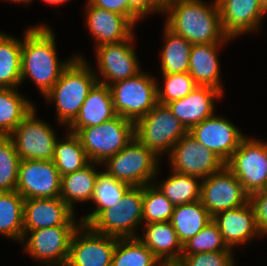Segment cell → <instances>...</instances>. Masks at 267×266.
I'll return each instance as SVG.
<instances>
[{
    "label": "cell",
    "instance_id": "6da1fadb",
    "mask_svg": "<svg viewBox=\"0 0 267 266\" xmlns=\"http://www.w3.org/2000/svg\"><path fill=\"white\" fill-rule=\"evenodd\" d=\"M24 33L21 47V84L29 77L45 96L77 56L69 61L59 60L55 33L47 25L31 26Z\"/></svg>",
    "mask_w": 267,
    "mask_h": 266
},
{
    "label": "cell",
    "instance_id": "7a4b0ae2",
    "mask_svg": "<svg viewBox=\"0 0 267 266\" xmlns=\"http://www.w3.org/2000/svg\"><path fill=\"white\" fill-rule=\"evenodd\" d=\"M163 15L167 16L165 25L192 45L233 40L223 31L217 0L210 4L202 0H180L169 5Z\"/></svg>",
    "mask_w": 267,
    "mask_h": 266
},
{
    "label": "cell",
    "instance_id": "3957f363",
    "mask_svg": "<svg viewBox=\"0 0 267 266\" xmlns=\"http://www.w3.org/2000/svg\"><path fill=\"white\" fill-rule=\"evenodd\" d=\"M76 56L44 96L47 102L54 101L57 120L66 127L77 117L90 89L97 82L90 64L82 55Z\"/></svg>",
    "mask_w": 267,
    "mask_h": 266
},
{
    "label": "cell",
    "instance_id": "277c9868",
    "mask_svg": "<svg viewBox=\"0 0 267 266\" xmlns=\"http://www.w3.org/2000/svg\"><path fill=\"white\" fill-rule=\"evenodd\" d=\"M160 158L134 137L116 155L108 157L101 165L115 179L131 186H145L156 181ZM153 181V182H152Z\"/></svg>",
    "mask_w": 267,
    "mask_h": 266
},
{
    "label": "cell",
    "instance_id": "5b68a950",
    "mask_svg": "<svg viewBox=\"0 0 267 266\" xmlns=\"http://www.w3.org/2000/svg\"><path fill=\"white\" fill-rule=\"evenodd\" d=\"M79 137L90 162L102 164L116 155L135 137V123L120 115L98 126L81 128Z\"/></svg>",
    "mask_w": 267,
    "mask_h": 266
},
{
    "label": "cell",
    "instance_id": "8992f818",
    "mask_svg": "<svg viewBox=\"0 0 267 266\" xmlns=\"http://www.w3.org/2000/svg\"><path fill=\"white\" fill-rule=\"evenodd\" d=\"M187 133L186 127L167 105L160 103L135 122V137L159 158L170 153L173 146Z\"/></svg>",
    "mask_w": 267,
    "mask_h": 266
},
{
    "label": "cell",
    "instance_id": "52a82bcc",
    "mask_svg": "<svg viewBox=\"0 0 267 266\" xmlns=\"http://www.w3.org/2000/svg\"><path fill=\"white\" fill-rule=\"evenodd\" d=\"M150 75L141 71L133 77L110 85L117 115L135 123L158 103V82Z\"/></svg>",
    "mask_w": 267,
    "mask_h": 266
},
{
    "label": "cell",
    "instance_id": "ba28073f",
    "mask_svg": "<svg viewBox=\"0 0 267 266\" xmlns=\"http://www.w3.org/2000/svg\"><path fill=\"white\" fill-rule=\"evenodd\" d=\"M143 186H132L116 203L103 210L88 226L95 232L117 238H137L143 222Z\"/></svg>",
    "mask_w": 267,
    "mask_h": 266
},
{
    "label": "cell",
    "instance_id": "9c48e42d",
    "mask_svg": "<svg viewBox=\"0 0 267 266\" xmlns=\"http://www.w3.org/2000/svg\"><path fill=\"white\" fill-rule=\"evenodd\" d=\"M225 165L249 196L267 189V142L245 136Z\"/></svg>",
    "mask_w": 267,
    "mask_h": 266
},
{
    "label": "cell",
    "instance_id": "30bf717a",
    "mask_svg": "<svg viewBox=\"0 0 267 266\" xmlns=\"http://www.w3.org/2000/svg\"><path fill=\"white\" fill-rule=\"evenodd\" d=\"M79 226H55L24 231V251L46 266H65L74 231Z\"/></svg>",
    "mask_w": 267,
    "mask_h": 266
},
{
    "label": "cell",
    "instance_id": "8fae6325",
    "mask_svg": "<svg viewBox=\"0 0 267 266\" xmlns=\"http://www.w3.org/2000/svg\"><path fill=\"white\" fill-rule=\"evenodd\" d=\"M36 108L9 135L21 160H52L57 141L56 131L37 119Z\"/></svg>",
    "mask_w": 267,
    "mask_h": 266
},
{
    "label": "cell",
    "instance_id": "7c38bea8",
    "mask_svg": "<svg viewBox=\"0 0 267 266\" xmlns=\"http://www.w3.org/2000/svg\"><path fill=\"white\" fill-rule=\"evenodd\" d=\"M200 201L213 217L217 213L234 209L249 202L242 184L224 165L219 171L201 180Z\"/></svg>",
    "mask_w": 267,
    "mask_h": 266
},
{
    "label": "cell",
    "instance_id": "4fadbf2b",
    "mask_svg": "<svg viewBox=\"0 0 267 266\" xmlns=\"http://www.w3.org/2000/svg\"><path fill=\"white\" fill-rule=\"evenodd\" d=\"M117 240L80 224L72 235L65 266H111Z\"/></svg>",
    "mask_w": 267,
    "mask_h": 266
},
{
    "label": "cell",
    "instance_id": "5bb4252c",
    "mask_svg": "<svg viewBox=\"0 0 267 266\" xmlns=\"http://www.w3.org/2000/svg\"><path fill=\"white\" fill-rule=\"evenodd\" d=\"M134 38L133 33L124 41L96 47V62L99 70L98 74L95 72L97 82L110 86L141 72L138 58L132 46Z\"/></svg>",
    "mask_w": 267,
    "mask_h": 266
},
{
    "label": "cell",
    "instance_id": "9a60e30c",
    "mask_svg": "<svg viewBox=\"0 0 267 266\" xmlns=\"http://www.w3.org/2000/svg\"><path fill=\"white\" fill-rule=\"evenodd\" d=\"M168 156L171 170L201 179L219 171L225 165L217 154L197 142L189 133L173 146Z\"/></svg>",
    "mask_w": 267,
    "mask_h": 266
},
{
    "label": "cell",
    "instance_id": "2e32d148",
    "mask_svg": "<svg viewBox=\"0 0 267 266\" xmlns=\"http://www.w3.org/2000/svg\"><path fill=\"white\" fill-rule=\"evenodd\" d=\"M61 174L52 160H21L16 191L26 200L60 197Z\"/></svg>",
    "mask_w": 267,
    "mask_h": 266
},
{
    "label": "cell",
    "instance_id": "e0dca14e",
    "mask_svg": "<svg viewBox=\"0 0 267 266\" xmlns=\"http://www.w3.org/2000/svg\"><path fill=\"white\" fill-rule=\"evenodd\" d=\"M188 133L197 142L217 154L225 163L246 136L229 119L216 114L193 126Z\"/></svg>",
    "mask_w": 267,
    "mask_h": 266
},
{
    "label": "cell",
    "instance_id": "ac0fdd59",
    "mask_svg": "<svg viewBox=\"0 0 267 266\" xmlns=\"http://www.w3.org/2000/svg\"><path fill=\"white\" fill-rule=\"evenodd\" d=\"M72 210L60 197L32 198L24 201V231L55 226H79Z\"/></svg>",
    "mask_w": 267,
    "mask_h": 266
},
{
    "label": "cell",
    "instance_id": "d6986e66",
    "mask_svg": "<svg viewBox=\"0 0 267 266\" xmlns=\"http://www.w3.org/2000/svg\"><path fill=\"white\" fill-rule=\"evenodd\" d=\"M224 33L231 39L259 30L265 15L260 0H217Z\"/></svg>",
    "mask_w": 267,
    "mask_h": 266
},
{
    "label": "cell",
    "instance_id": "ffe728a7",
    "mask_svg": "<svg viewBox=\"0 0 267 266\" xmlns=\"http://www.w3.org/2000/svg\"><path fill=\"white\" fill-rule=\"evenodd\" d=\"M213 221L230 249L249 243L253 237L263 236L256 225L255 212L250 202L217 213L213 216Z\"/></svg>",
    "mask_w": 267,
    "mask_h": 266
},
{
    "label": "cell",
    "instance_id": "44dd1931",
    "mask_svg": "<svg viewBox=\"0 0 267 266\" xmlns=\"http://www.w3.org/2000/svg\"><path fill=\"white\" fill-rule=\"evenodd\" d=\"M224 93L208 86H197L182 99L167 103L172 114L189 131L193 126L215 113V100Z\"/></svg>",
    "mask_w": 267,
    "mask_h": 266
},
{
    "label": "cell",
    "instance_id": "7402d4cb",
    "mask_svg": "<svg viewBox=\"0 0 267 266\" xmlns=\"http://www.w3.org/2000/svg\"><path fill=\"white\" fill-rule=\"evenodd\" d=\"M86 8L85 20L96 47L124 41L134 33V25L125 16L93 6L89 2Z\"/></svg>",
    "mask_w": 267,
    "mask_h": 266
},
{
    "label": "cell",
    "instance_id": "603a6c76",
    "mask_svg": "<svg viewBox=\"0 0 267 266\" xmlns=\"http://www.w3.org/2000/svg\"><path fill=\"white\" fill-rule=\"evenodd\" d=\"M116 116L110 86L96 82L77 117L67 126L68 131L76 134L81 128L98 126Z\"/></svg>",
    "mask_w": 267,
    "mask_h": 266
},
{
    "label": "cell",
    "instance_id": "cb8c5ba5",
    "mask_svg": "<svg viewBox=\"0 0 267 266\" xmlns=\"http://www.w3.org/2000/svg\"><path fill=\"white\" fill-rule=\"evenodd\" d=\"M137 238L163 263L177 264L182 257L183 245L171 221L153 222L142 227Z\"/></svg>",
    "mask_w": 267,
    "mask_h": 266
},
{
    "label": "cell",
    "instance_id": "d4e9b609",
    "mask_svg": "<svg viewBox=\"0 0 267 266\" xmlns=\"http://www.w3.org/2000/svg\"><path fill=\"white\" fill-rule=\"evenodd\" d=\"M226 43L193 44L188 73L197 86H208L224 92L221 83L219 49Z\"/></svg>",
    "mask_w": 267,
    "mask_h": 266
},
{
    "label": "cell",
    "instance_id": "484cf974",
    "mask_svg": "<svg viewBox=\"0 0 267 266\" xmlns=\"http://www.w3.org/2000/svg\"><path fill=\"white\" fill-rule=\"evenodd\" d=\"M100 163L90 162L81 170L61 176L60 198L74 211L76 203L89 202L92 199L95 183L100 172L95 166Z\"/></svg>",
    "mask_w": 267,
    "mask_h": 266
},
{
    "label": "cell",
    "instance_id": "4316f807",
    "mask_svg": "<svg viewBox=\"0 0 267 266\" xmlns=\"http://www.w3.org/2000/svg\"><path fill=\"white\" fill-rule=\"evenodd\" d=\"M212 220L213 217L199 200L175 206L170 221L179 241L184 245Z\"/></svg>",
    "mask_w": 267,
    "mask_h": 266
},
{
    "label": "cell",
    "instance_id": "83f0119b",
    "mask_svg": "<svg viewBox=\"0 0 267 266\" xmlns=\"http://www.w3.org/2000/svg\"><path fill=\"white\" fill-rule=\"evenodd\" d=\"M131 187L130 184L109 176L105 171H100L91 199L96 204V209L82 217L79 220L81 224L88 226L103 210L115 207Z\"/></svg>",
    "mask_w": 267,
    "mask_h": 266
},
{
    "label": "cell",
    "instance_id": "f1b7e54d",
    "mask_svg": "<svg viewBox=\"0 0 267 266\" xmlns=\"http://www.w3.org/2000/svg\"><path fill=\"white\" fill-rule=\"evenodd\" d=\"M34 107L16 88H0V136H9Z\"/></svg>",
    "mask_w": 267,
    "mask_h": 266
},
{
    "label": "cell",
    "instance_id": "f546056e",
    "mask_svg": "<svg viewBox=\"0 0 267 266\" xmlns=\"http://www.w3.org/2000/svg\"><path fill=\"white\" fill-rule=\"evenodd\" d=\"M163 28L165 44L160 53L161 74L188 72L192 44L184 37L175 34L166 25Z\"/></svg>",
    "mask_w": 267,
    "mask_h": 266
},
{
    "label": "cell",
    "instance_id": "4dcf8cb0",
    "mask_svg": "<svg viewBox=\"0 0 267 266\" xmlns=\"http://www.w3.org/2000/svg\"><path fill=\"white\" fill-rule=\"evenodd\" d=\"M22 39L0 31V88H16L21 84Z\"/></svg>",
    "mask_w": 267,
    "mask_h": 266
},
{
    "label": "cell",
    "instance_id": "1f68e13d",
    "mask_svg": "<svg viewBox=\"0 0 267 266\" xmlns=\"http://www.w3.org/2000/svg\"><path fill=\"white\" fill-rule=\"evenodd\" d=\"M172 175L164 179L162 183L153 184L174 205L189 204L200 200L201 181L200 177L185 175L171 171Z\"/></svg>",
    "mask_w": 267,
    "mask_h": 266
},
{
    "label": "cell",
    "instance_id": "d6a6232c",
    "mask_svg": "<svg viewBox=\"0 0 267 266\" xmlns=\"http://www.w3.org/2000/svg\"><path fill=\"white\" fill-rule=\"evenodd\" d=\"M25 199L17 192H0V235L21 242Z\"/></svg>",
    "mask_w": 267,
    "mask_h": 266
},
{
    "label": "cell",
    "instance_id": "836d02e7",
    "mask_svg": "<svg viewBox=\"0 0 267 266\" xmlns=\"http://www.w3.org/2000/svg\"><path fill=\"white\" fill-rule=\"evenodd\" d=\"M52 161L61 176L81 170L90 163L79 137L69 131L65 138L57 139Z\"/></svg>",
    "mask_w": 267,
    "mask_h": 266
},
{
    "label": "cell",
    "instance_id": "e575fe53",
    "mask_svg": "<svg viewBox=\"0 0 267 266\" xmlns=\"http://www.w3.org/2000/svg\"><path fill=\"white\" fill-rule=\"evenodd\" d=\"M111 266H163V263L138 238H118Z\"/></svg>",
    "mask_w": 267,
    "mask_h": 266
},
{
    "label": "cell",
    "instance_id": "d590c367",
    "mask_svg": "<svg viewBox=\"0 0 267 266\" xmlns=\"http://www.w3.org/2000/svg\"><path fill=\"white\" fill-rule=\"evenodd\" d=\"M20 157L9 136H0V192L16 191Z\"/></svg>",
    "mask_w": 267,
    "mask_h": 266
},
{
    "label": "cell",
    "instance_id": "8d00e7d4",
    "mask_svg": "<svg viewBox=\"0 0 267 266\" xmlns=\"http://www.w3.org/2000/svg\"><path fill=\"white\" fill-rule=\"evenodd\" d=\"M175 206L154 184L143 186V222L170 221Z\"/></svg>",
    "mask_w": 267,
    "mask_h": 266
},
{
    "label": "cell",
    "instance_id": "74e56055",
    "mask_svg": "<svg viewBox=\"0 0 267 266\" xmlns=\"http://www.w3.org/2000/svg\"><path fill=\"white\" fill-rule=\"evenodd\" d=\"M233 251L223 241L217 224L212 220L184 245L182 254H196L202 252Z\"/></svg>",
    "mask_w": 267,
    "mask_h": 266
},
{
    "label": "cell",
    "instance_id": "f35d334b",
    "mask_svg": "<svg viewBox=\"0 0 267 266\" xmlns=\"http://www.w3.org/2000/svg\"><path fill=\"white\" fill-rule=\"evenodd\" d=\"M164 87L158 85V103L166 105L167 103L182 99L193 91L197 85L188 72L162 74Z\"/></svg>",
    "mask_w": 267,
    "mask_h": 266
},
{
    "label": "cell",
    "instance_id": "ab89813d",
    "mask_svg": "<svg viewBox=\"0 0 267 266\" xmlns=\"http://www.w3.org/2000/svg\"><path fill=\"white\" fill-rule=\"evenodd\" d=\"M232 251L202 252L182 254L178 266H234Z\"/></svg>",
    "mask_w": 267,
    "mask_h": 266
},
{
    "label": "cell",
    "instance_id": "60d3db41",
    "mask_svg": "<svg viewBox=\"0 0 267 266\" xmlns=\"http://www.w3.org/2000/svg\"><path fill=\"white\" fill-rule=\"evenodd\" d=\"M96 7L112 11L125 16L134 26L141 21V17L130 7L128 0H88Z\"/></svg>",
    "mask_w": 267,
    "mask_h": 266
},
{
    "label": "cell",
    "instance_id": "b9f144b4",
    "mask_svg": "<svg viewBox=\"0 0 267 266\" xmlns=\"http://www.w3.org/2000/svg\"><path fill=\"white\" fill-rule=\"evenodd\" d=\"M254 212L256 225L262 235H267V189L255 192L249 196Z\"/></svg>",
    "mask_w": 267,
    "mask_h": 266
},
{
    "label": "cell",
    "instance_id": "7bdbcfd3",
    "mask_svg": "<svg viewBox=\"0 0 267 266\" xmlns=\"http://www.w3.org/2000/svg\"><path fill=\"white\" fill-rule=\"evenodd\" d=\"M130 7L141 17L152 13H163L164 10L156 3V0H128Z\"/></svg>",
    "mask_w": 267,
    "mask_h": 266
},
{
    "label": "cell",
    "instance_id": "ee69618b",
    "mask_svg": "<svg viewBox=\"0 0 267 266\" xmlns=\"http://www.w3.org/2000/svg\"><path fill=\"white\" fill-rule=\"evenodd\" d=\"M180 0H156V3L165 10L169 5L178 2Z\"/></svg>",
    "mask_w": 267,
    "mask_h": 266
},
{
    "label": "cell",
    "instance_id": "f6af8a7d",
    "mask_svg": "<svg viewBox=\"0 0 267 266\" xmlns=\"http://www.w3.org/2000/svg\"><path fill=\"white\" fill-rule=\"evenodd\" d=\"M46 4L58 5L67 2L68 0H43Z\"/></svg>",
    "mask_w": 267,
    "mask_h": 266
},
{
    "label": "cell",
    "instance_id": "bcb514c9",
    "mask_svg": "<svg viewBox=\"0 0 267 266\" xmlns=\"http://www.w3.org/2000/svg\"><path fill=\"white\" fill-rule=\"evenodd\" d=\"M6 1L14 2V3H22L23 5L24 3L28 4L32 2V0H6Z\"/></svg>",
    "mask_w": 267,
    "mask_h": 266
},
{
    "label": "cell",
    "instance_id": "7dc6e473",
    "mask_svg": "<svg viewBox=\"0 0 267 266\" xmlns=\"http://www.w3.org/2000/svg\"><path fill=\"white\" fill-rule=\"evenodd\" d=\"M260 4L262 6V10L266 14L267 13V0H260Z\"/></svg>",
    "mask_w": 267,
    "mask_h": 266
},
{
    "label": "cell",
    "instance_id": "c3c4849f",
    "mask_svg": "<svg viewBox=\"0 0 267 266\" xmlns=\"http://www.w3.org/2000/svg\"><path fill=\"white\" fill-rule=\"evenodd\" d=\"M163 266H178L177 264L163 265Z\"/></svg>",
    "mask_w": 267,
    "mask_h": 266
}]
</instances>
